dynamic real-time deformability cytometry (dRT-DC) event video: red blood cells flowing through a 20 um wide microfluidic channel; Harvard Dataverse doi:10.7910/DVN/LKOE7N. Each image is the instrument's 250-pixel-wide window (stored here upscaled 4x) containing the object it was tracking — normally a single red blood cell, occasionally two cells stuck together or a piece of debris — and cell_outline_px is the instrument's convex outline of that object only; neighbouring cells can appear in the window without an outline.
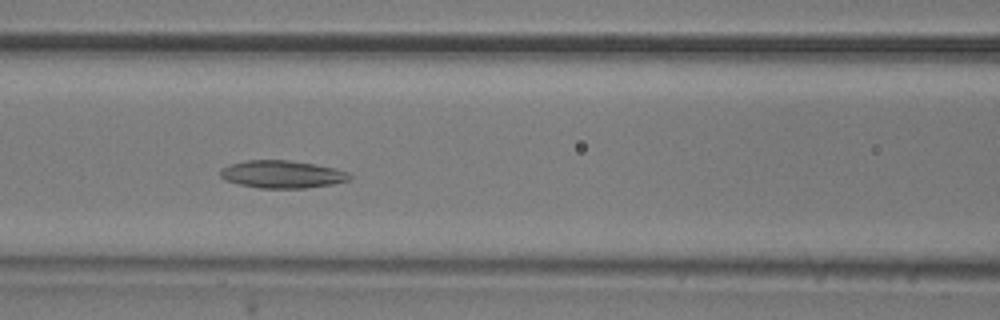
{"species": "common noctule bat (a hibernating species)", "species_latin": "Nyctalus noctula", "temperature_condition": "room temperature", "stored_images_in_passage": 52, "camera_frame_rate_fps": 3000, "um_per_image_px": 0.085, "animal": {"sex": "male", "body_mass_g": 20.5, "forearm_length_mm": 52.5}, "frame": {"image": 1, "passage_image": 21, "time_ms": 6.667, "image_size_px": [1000, 320], "cell_outline_px": [[352, 176], [348, 180], [332, 184], [304, 188], [260, 188], [240, 184], [224, 180], [220, 176], [220, 168], [232, 164], [248, 160], [288, 160], [336, 168], [348, 172]], "centroid_in_image_um": [23.97, 14.81], "position_along_channel_um": 142.6, "area_um2": 20.63}}
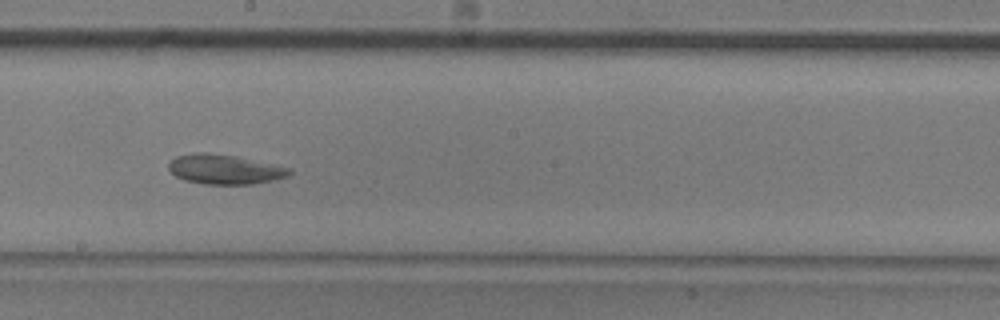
{"frame": {"image": 2, "passage_image": 28, "time_ms": 9.0, "image_size_px": [1000, 320], "cell_outline_px": [[292, 172], [288, 176], [272, 180], [252, 184], [204, 184], [184, 180], [176, 176], [168, 168], [168, 164], [176, 156], [196, 152], [204, 152], [236, 156], [292, 168]], "centroid_in_image_um": [19.1, 14.39], "position_along_channel_um": 229.1, "area_um2": 20.81}}
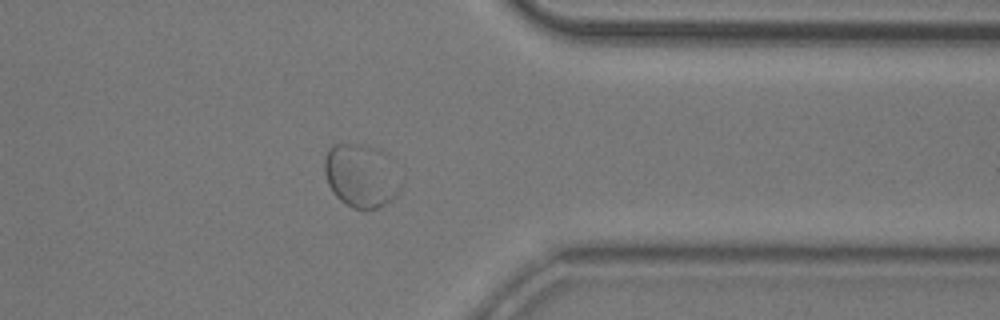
{"frame": {"image": 3, "passage_image": 41, "time_ms": 13.333, "image_size_px": [1000, 320], "cell_outline_px": [[400, 192], [396, 196], [384, 204], [376, 208], [352, 208], [340, 200], [332, 192], [328, 184], [324, 172], [324, 156], [328, 148], [332, 144], [360, 144], [384, 152], [400, 184]], "centroid_in_image_um": [30.62, 14.93], "position_along_channel_um": 380.8, "area_um2": 27.69}}